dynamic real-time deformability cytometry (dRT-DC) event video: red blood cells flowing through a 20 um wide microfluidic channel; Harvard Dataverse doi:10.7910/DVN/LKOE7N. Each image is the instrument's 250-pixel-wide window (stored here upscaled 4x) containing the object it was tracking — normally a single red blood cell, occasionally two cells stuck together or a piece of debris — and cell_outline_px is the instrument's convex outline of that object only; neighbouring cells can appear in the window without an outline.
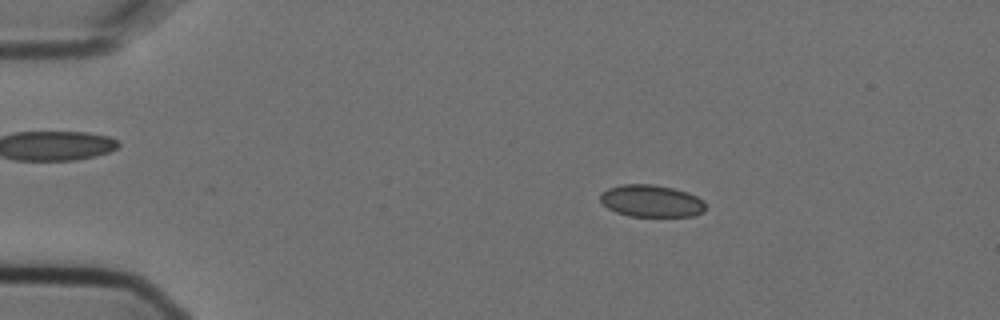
{"species": "Egyptian fruit bat (a non-hibernating species)", "species_latin": "Rousettus aegyptiacus", "temperature_condition": "cold", "stored_images_in_passage": 7, "camera_frame_rate_fps": 3000, "um_per_image_px": 0.085, "animal": {"sex": "female"}, "frame": {"image": 1, "passage_image": 2, "time_ms": 0.333, "image_size_px": [1000, 320], "cell_outline_px": [[704, 212], [692, 216], [628, 216], [616, 212], [608, 208], [600, 200], [600, 192], [608, 188], [624, 184], [652, 184], [672, 188], [688, 192], [704, 200]], "centroid_in_image_um": [55.35, 17.08], "position_along_channel_um": 29.6, "area_um2": 19.71}}
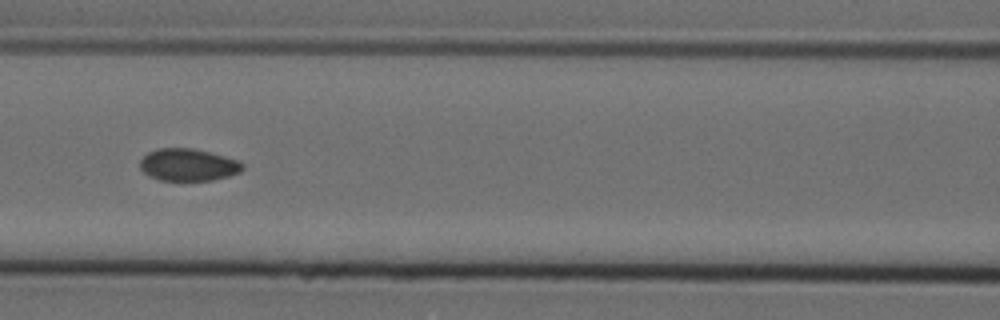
{"frame": {"image": 2, "passage_image": 6, "time_ms": 1.667, "image_size_px": [1000, 320], "cell_outline_px": [[244, 168], [240, 172], [228, 176], [212, 180], [160, 180], [148, 176], [140, 168], [140, 160], [148, 152], [160, 148], [192, 148], [240, 160], [244, 164]], "centroid_in_image_um": [16.0, 14.01], "position_along_channel_um": 150.6, "area_um2": 19.25}}
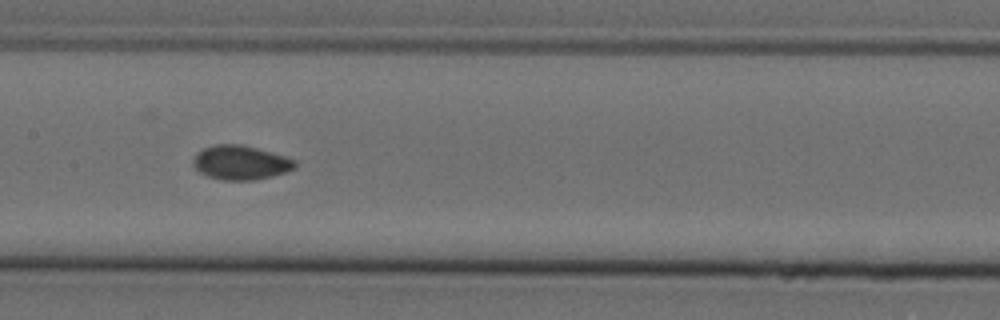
{"frame": {"image": 3, "passage_image": 7, "time_ms": 2.0, "image_size_px": [1000, 320], "cell_outline_px": [[296, 168], [288, 172], [272, 176], [252, 180], [220, 180], [208, 176], [200, 172], [192, 164], [192, 160], [196, 152], [204, 148], [216, 144], [240, 144], [256, 148], [284, 156], [296, 160]], "centroid_in_image_um": [20.44, 13.82], "position_along_channel_um": 187.0, "area_um2": 20.35}}